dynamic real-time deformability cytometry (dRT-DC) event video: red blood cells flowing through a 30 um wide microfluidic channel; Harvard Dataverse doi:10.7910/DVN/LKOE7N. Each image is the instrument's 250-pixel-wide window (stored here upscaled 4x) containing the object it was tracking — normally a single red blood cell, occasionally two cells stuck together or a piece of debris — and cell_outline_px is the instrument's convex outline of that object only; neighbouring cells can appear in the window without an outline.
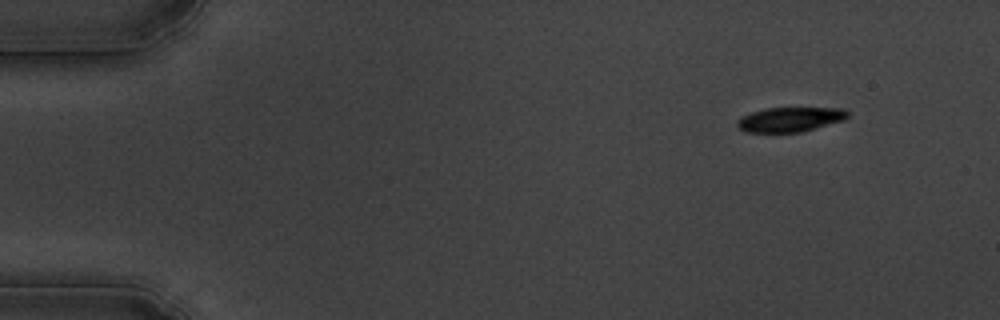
{"species": "common noctule bat (a hibernating species)", "species_latin": "Nyctalus noctula", "temperature_condition": "cold", "stored_images_in_passage": 12, "camera_frame_rate_fps": 3000, "um_per_image_px": 0.085, "animal": {"sex": "male", "body_mass_g": 19.5, "forearm_length_mm": 54.6}, "frame": {"image": 1, "passage_image": 1, "time_ms": 0.0, "image_size_px": [1000, 320], "cell_outline_px": [[848, 116], [844, 120], [816, 128], [800, 132], [748, 132], [740, 128], [736, 124], [736, 120], [752, 112], [764, 108], [844, 108], [848, 112]], "centroid_in_image_um": [67.17, 10.15], "position_along_channel_um": 17.8, "area_um2": 15.72}}